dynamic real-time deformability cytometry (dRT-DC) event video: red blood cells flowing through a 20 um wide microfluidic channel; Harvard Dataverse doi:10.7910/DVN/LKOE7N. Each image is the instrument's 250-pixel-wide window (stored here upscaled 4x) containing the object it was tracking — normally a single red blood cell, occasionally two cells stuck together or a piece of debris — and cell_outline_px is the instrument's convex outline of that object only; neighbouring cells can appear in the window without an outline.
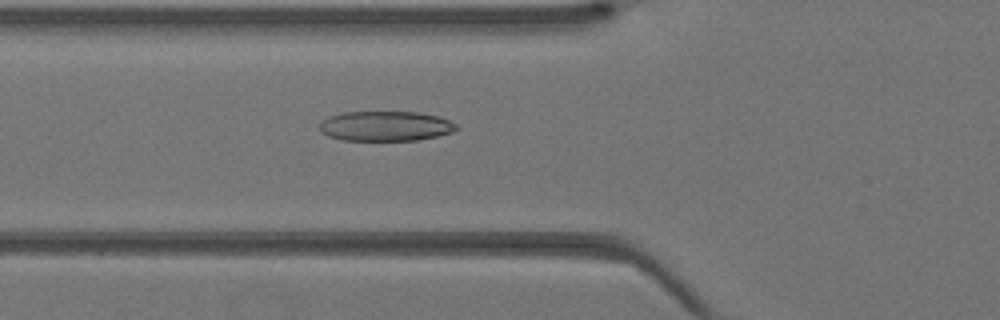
{"species": "Egyptian fruit bat (a non-hibernating species)", "species_latin": "Rousettus aegyptiacus", "temperature_condition": "warm", "stored_images_in_passage": 43, "camera_frame_rate_fps": 3000, "um_per_image_px": 0.085, "animal": {"sex": "female"}, "frame": {"image": 1, "passage_image": 16, "time_ms": 5.0, "image_size_px": [1000, 320], "cell_outline_px": [[460, 128], [452, 132], [436, 136], [416, 140], [344, 140], [328, 136], [320, 132], [320, 124], [328, 116], [344, 112], [420, 112], [440, 116], [456, 124]], "centroid_in_image_um": [32.78, 10.71], "position_along_channel_um": 93.0, "area_um2": 23.87}}
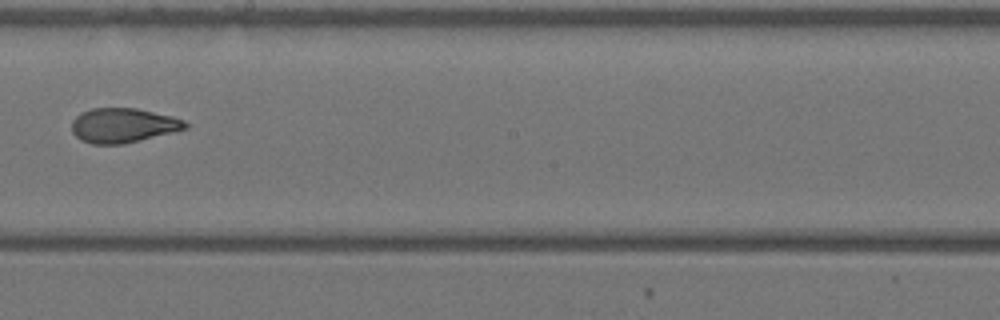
{"frame": {"image": 2, "passage_image": 25, "time_ms": 8.0, "image_size_px": [1000, 320], "cell_outline_px": [[188, 128], [124, 144], [92, 144], [80, 140], [72, 132], [72, 120], [80, 112], [92, 108], [136, 108], [172, 116], [184, 120], [188, 124]], "centroid_in_image_um": [10.44, 10.65], "position_along_channel_um": 237.8, "area_um2": 22.89}}
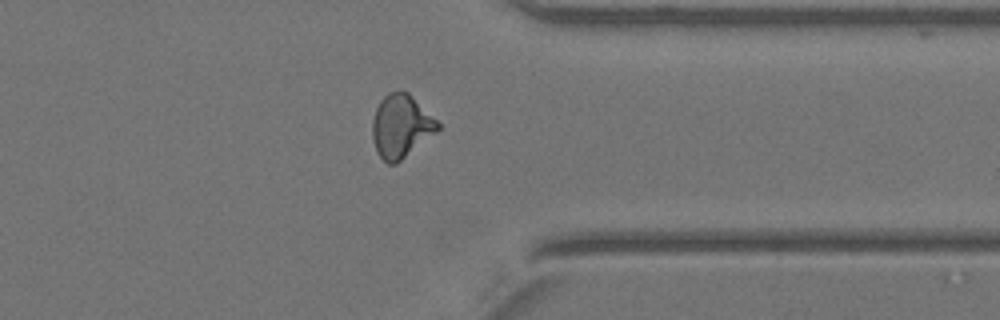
{"frame": {"image": 3, "passage_image": 34, "time_ms": 11.0, "image_size_px": [1000, 320], "cell_outline_px": [[440, 128], [436, 132], [396, 164], [388, 164], [376, 152], [372, 140], [372, 120], [376, 108], [380, 100], [388, 92], [400, 88], [408, 92], [440, 124]], "centroid_in_image_um": [34.05, 10.7], "position_along_channel_um": 377.4, "area_um2": 24.1}}